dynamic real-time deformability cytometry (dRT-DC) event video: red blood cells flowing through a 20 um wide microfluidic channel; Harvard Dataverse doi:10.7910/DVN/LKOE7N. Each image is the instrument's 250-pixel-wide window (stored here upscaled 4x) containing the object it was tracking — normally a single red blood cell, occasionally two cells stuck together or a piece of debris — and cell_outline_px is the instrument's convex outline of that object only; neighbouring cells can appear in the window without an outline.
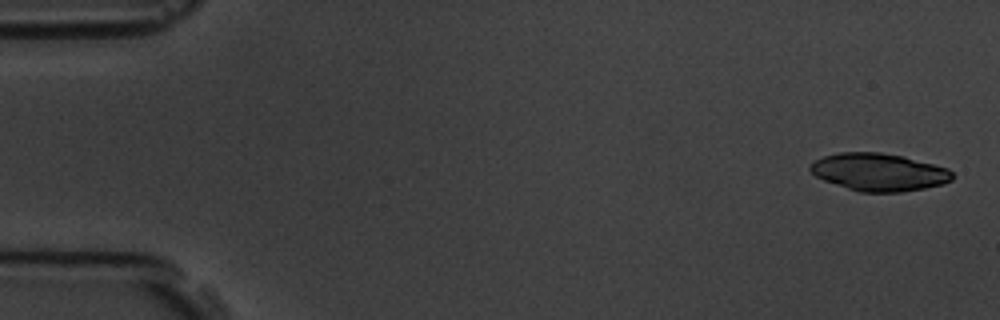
{"species": "common noctule bat (a hibernating species)", "species_latin": "Nyctalus noctula", "temperature_condition": "room temperature", "stored_images_in_passage": 5, "camera_frame_rate_fps": 3000, "um_per_image_px": 0.085, "animal": {"sex": "male", "body_mass_g": 19.5, "forearm_length_mm": 54.6}, "frame": {"image": 1, "passage_image": 1, "time_ms": 0.0, "image_size_px": [1000, 320], "cell_outline_px": [[952, 180], [944, 184], [924, 188], [900, 192], [860, 192], [824, 180], [816, 176], [808, 168], [816, 160], [824, 156], [840, 152], [880, 152], [904, 156], [948, 168], [952, 172]], "centroid_in_image_um": [74.73, 14.62], "position_along_channel_um": 10.3, "area_um2": 30.98}}